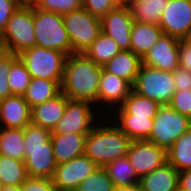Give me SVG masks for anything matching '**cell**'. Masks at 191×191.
Instances as JSON below:
<instances>
[{"label":"cell","instance_id":"ab89813d","mask_svg":"<svg viewBox=\"0 0 191 191\" xmlns=\"http://www.w3.org/2000/svg\"><path fill=\"white\" fill-rule=\"evenodd\" d=\"M176 91L191 90V72L185 68L178 67L173 72Z\"/></svg>","mask_w":191,"mask_h":191},{"label":"cell","instance_id":"277c9868","mask_svg":"<svg viewBox=\"0 0 191 191\" xmlns=\"http://www.w3.org/2000/svg\"><path fill=\"white\" fill-rule=\"evenodd\" d=\"M33 22L37 46L72 54L63 15L42 10L33 4Z\"/></svg>","mask_w":191,"mask_h":191},{"label":"cell","instance_id":"836d02e7","mask_svg":"<svg viewBox=\"0 0 191 191\" xmlns=\"http://www.w3.org/2000/svg\"><path fill=\"white\" fill-rule=\"evenodd\" d=\"M37 8L64 15L82 8V0H34Z\"/></svg>","mask_w":191,"mask_h":191},{"label":"cell","instance_id":"9c48e42d","mask_svg":"<svg viewBox=\"0 0 191 191\" xmlns=\"http://www.w3.org/2000/svg\"><path fill=\"white\" fill-rule=\"evenodd\" d=\"M133 90L138 94L168 105L176 92L172 72L141 65Z\"/></svg>","mask_w":191,"mask_h":191},{"label":"cell","instance_id":"3957f363","mask_svg":"<svg viewBox=\"0 0 191 191\" xmlns=\"http://www.w3.org/2000/svg\"><path fill=\"white\" fill-rule=\"evenodd\" d=\"M131 140L115 125L93 127L86 136L85 155L98 167L126 156Z\"/></svg>","mask_w":191,"mask_h":191},{"label":"cell","instance_id":"d4e9b609","mask_svg":"<svg viewBox=\"0 0 191 191\" xmlns=\"http://www.w3.org/2000/svg\"><path fill=\"white\" fill-rule=\"evenodd\" d=\"M167 162L178 172L191 169V128L167 150Z\"/></svg>","mask_w":191,"mask_h":191},{"label":"cell","instance_id":"8d00e7d4","mask_svg":"<svg viewBox=\"0 0 191 191\" xmlns=\"http://www.w3.org/2000/svg\"><path fill=\"white\" fill-rule=\"evenodd\" d=\"M82 7L100 19L116 8L112 0H82Z\"/></svg>","mask_w":191,"mask_h":191},{"label":"cell","instance_id":"e0dca14e","mask_svg":"<svg viewBox=\"0 0 191 191\" xmlns=\"http://www.w3.org/2000/svg\"><path fill=\"white\" fill-rule=\"evenodd\" d=\"M69 100L62 92L42 104L31 108V123L53 131L64 115Z\"/></svg>","mask_w":191,"mask_h":191},{"label":"cell","instance_id":"1f68e13d","mask_svg":"<svg viewBox=\"0 0 191 191\" xmlns=\"http://www.w3.org/2000/svg\"><path fill=\"white\" fill-rule=\"evenodd\" d=\"M31 75L25 64L18 57L11 65L8 75L9 87L12 95H24L31 81Z\"/></svg>","mask_w":191,"mask_h":191},{"label":"cell","instance_id":"f35d334b","mask_svg":"<svg viewBox=\"0 0 191 191\" xmlns=\"http://www.w3.org/2000/svg\"><path fill=\"white\" fill-rule=\"evenodd\" d=\"M23 3L22 0H0V32L2 33L12 14Z\"/></svg>","mask_w":191,"mask_h":191},{"label":"cell","instance_id":"7bdbcfd3","mask_svg":"<svg viewBox=\"0 0 191 191\" xmlns=\"http://www.w3.org/2000/svg\"><path fill=\"white\" fill-rule=\"evenodd\" d=\"M114 191H142L139 184H134L125 187H115Z\"/></svg>","mask_w":191,"mask_h":191},{"label":"cell","instance_id":"4fadbf2b","mask_svg":"<svg viewBox=\"0 0 191 191\" xmlns=\"http://www.w3.org/2000/svg\"><path fill=\"white\" fill-rule=\"evenodd\" d=\"M89 101L68 100L64 115L51 134H88L95 120Z\"/></svg>","mask_w":191,"mask_h":191},{"label":"cell","instance_id":"5bb4252c","mask_svg":"<svg viewBox=\"0 0 191 191\" xmlns=\"http://www.w3.org/2000/svg\"><path fill=\"white\" fill-rule=\"evenodd\" d=\"M179 42V39L162 34L142 58V64L150 68L173 72L179 67Z\"/></svg>","mask_w":191,"mask_h":191},{"label":"cell","instance_id":"f1b7e54d","mask_svg":"<svg viewBox=\"0 0 191 191\" xmlns=\"http://www.w3.org/2000/svg\"><path fill=\"white\" fill-rule=\"evenodd\" d=\"M120 51L116 41L101 32L84 54L92 59L98 66L103 67Z\"/></svg>","mask_w":191,"mask_h":191},{"label":"cell","instance_id":"bcb514c9","mask_svg":"<svg viewBox=\"0 0 191 191\" xmlns=\"http://www.w3.org/2000/svg\"><path fill=\"white\" fill-rule=\"evenodd\" d=\"M5 47H4V43H3V40H2V33L0 32V55L5 52Z\"/></svg>","mask_w":191,"mask_h":191},{"label":"cell","instance_id":"8fae6325","mask_svg":"<svg viewBox=\"0 0 191 191\" xmlns=\"http://www.w3.org/2000/svg\"><path fill=\"white\" fill-rule=\"evenodd\" d=\"M163 34L176 39H189L191 35V0H168L159 23Z\"/></svg>","mask_w":191,"mask_h":191},{"label":"cell","instance_id":"4316f807","mask_svg":"<svg viewBox=\"0 0 191 191\" xmlns=\"http://www.w3.org/2000/svg\"><path fill=\"white\" fill-rule=\"evenodd\" d=\"M1 130L0 155L20 161H25L23 129L4 128L2 125Z\"/></svg>","mask_w":191,"mask_h":191},{"label":"cell","instance_id":"ba28073f","mask_svg":"<svg viewBox=\"0 0 191 191\" xmlns=\"http://www.w3.org/2000/svg\"><path fill=\"white\" fill-rule=\"evenodd\" d=\"M190 128L191 120L188 117L173 110L169 105H161L147 140L168 150Z\"/></svg>","mask_w":191,"mask_h":191},{"label":"cell","instance_id":"484cf974","mask_svg":"<svg viewBox=\"0 0 191 191\" xmlns=\"http://www.w3.org/2000/svg\"><path fill=\"white\" fill-rule=\"evenodd\" d=\"M115 187H125L139 184V176L127 156L120 157L111 161L103 167Z\"/></svg>","mask_w":191,"mask_h":191},{"label":"cell","instance_id":"6da1fadb","mask_svg":"<svg viewBox=\"0 0 191 191\" xmlns=\"http://www.w3.org/2000/svg\"><path fill=\"white\" fill-rule=\"evenodd\" d=\"M103 67L84 53L67 55L61 92L70 100L98 103V89Z\"/></svg>","mask_w":191,"mask_h":191},{"label":"cell","instance_id":"44dd1931","mask_svg":"<svg viewBox=\"0 0 191 191\" xmlns=\"http://www.w3.org/2000/svg\"><path fill=\"white\" fill-rule=\"evenodd\" d=\"M132 89L133 86L128 81L102 69L97 101H104L107 104L121 102V105Z\"/></svg>","mask_w":191,"mask_h":191},{"label":"cell","instance_id":"7dc6e473","mask_svg":"<svg viewBox=\"0 0 191 191\" xmlns=\"http://www.w3.org/2000/svg\"><path fill=\"white\" fill-rule=\"evenodd\" d=\"M24 3H32L34 0H22Z\"/></svg>","mask_w":191,"mask_h":191},{"label":"cell","instance_id":"f546056e","mask_svg":"<svg viewBox=\"0 0 191 191\" xmlns=\"http://www.w3.org/2000/svg\"><path fill=\"white\" fill-rule=\"evenodd\" d=\"M118 128L132 140H147L153 127L154 118L134 115H119ZM120 125V126H119Z\"/></svg>","mask_w":191,"mask_h":191},{"label":"cell","instance_id":"7402d4cb","mask_svg":"<svg viewBox=\"0 0 191 191\" xmlns=\"http://www.w3.org/2000/svg\"><path fill=\"white\" fill-rule=\"evenodd\" d=\"M162 34L157 24L134 21L131 28V50L142 59Z\"/></svg>","mask_w":191,"mask_h":191},{"label":"cell","instance_id":"d6a6232c","mask_svg":"<svg viewBox=\"0 0 191 191\" xmlns=\"http://www.w3.org/2000/svg\"><path fill=\"white\" fill-rule=\"evenodd\" d=\"M115 186L106 170L98 167L75 191H114Z\"/></svg>","mask_w":191,"mask_h":191},{"label":"cell","instance_id":"d6986e66","mask_svg":"<svg viewBox=\"0 0 191 191\" xmlns=\"http://www.w3.org/2000/svg\"><path fill=\"white\" fill-rule=\"evenodd\" d=\"M178 183L179 172L168 162L139 178L142 191H175Z\"/></svg>","mask_w":191,"mask_h":191},{"label":"cell","instance_id":"c3c4849f","mask_svg":"<svg viewBox=\"0 0 191 191\" xmlns=\"http://www.w3.org/2000/svg\"><path fill=\"white\" fill-rule=\"evenodd\" d=\"M2 187H3V184H2V181H1V178H0V190H1Z\"/></svg>","mask_w":191,"mask_h":191},{"label":"cell","instance_id":"ffe728a7","mask_svg":"<svg viewBox=\"0 0 191 191\" xmlns=\"http://www.w3.org/2000/svg\"><path fill=\"white\" fill-rule=\"evenodd\" d=\"M141 65L142 59L132 50H121L103 66V69L125 79L133 86Z\"/></svg>","mask_w":191,"mask_h":191},{"label":"cell","instance_id":"4dcf8cb0","mask_svg":"<svg viewBox=\"0 0 191 191\" xmlns=\"http://www.w3.org/2000/svg\"><path fill=\"white\" fill-rule=\"evenodd\" d=\"M0 178L3 186H20L28 178L24 161L0 155Z\"/></svg>","mask_w":191,"mask_h":191},{"label":"cell","instance_id":"d590c367","mask_svg":"<svg viewBox=\"0 0 191 191\" xmlns=\"http://www.w3.org/2000/svg\"><path fill=\"white\" fill-rule=\"evenodd\" d=\"M168 105L191 120V90L176 91Z\"/></svg>","mask_w":191,"mask_h":191},{"label":"cell","instance_id":"5b68a950","mask_svg":"<svg viewBox=\"0 0 191 191\" xmlns=\"http://www.w3.org/2000/svg\"><path fill=\"white\" fill-rule=\"evenodd\" d=\"M5 50L19 55L36 45L33 3H22L10 17L2 32Z\"/></svg>","mask_w":191,"mask_h":191},{"label":"cell","instance_id":"7c38bea8","mask_svg":"<svg viewBox=\"0 0 191 191\" xmlns=\"http://www.w3.org/2000/svg\"><path fill=\"white\" fill-rule=\"evenodd\" d=\"M126 156L139 177L167 162V150L148 140H132Z\"/></svg>","mask_w":191,"mask_h":191},{"label":"cell","instance_id":"83f0119b","mask_svg":"<svg viewBox=\"0 0 191 191\" xmlns=\"http://www.w3.org/2000/svg\"><path fill=\"white\" fill-rule=\"evenodd\" d=\"M167 3L168 0H134L129 8L134 21L159 25Z\"/></svg>","mask_w":191,"mask_h":191},{"label":"cell","instance_id":"ee69618b","mask_svg":"<svg viewBox=\"0 0 191 191\" xmlns=\"http://www.w3.org/2000/svg\"><path fill=\"white\" fill-rule=\"evenodd\" d=\"M116 7H129L134 0H112Z\"/></svg>","mask_w":191,"mask_h":191},{"label":"cell","instance_id":"30bf717a","mask_svg":"<svg viewBox=\"0 0 191 191\" xmlns=\"http://www.w3.org/2000/svg\"><path fill=\"white\" fill-rule=\"evenodd\" d=\"M97 168L93 161L82 154L70 161L57 164L51 180L58 191H75Z\"/></svg>","mask_w":191,"mask_h":191},{"label":"cell","instance_id":"60d3db41","mask_svg":"<svg viewBox=\"0 0 191 191\" xmlns=\"http://www.w3.org/2000/svg\"><path fill=\"white\" fill-rule=\"evenodd\" d=\"M179 66L191 72V40L181 39L179 42Z\"/></svg>","mask_w":191,"mask_h":191},{"label":"cell","instance_id":"ac0fdd59","mask_svg":"<svg viewBox=\"0 0 191 191\" xmlns=\"http://www.w3.org/2000/svg\"><path fill=\"white\" fill-rule=\"evenodd\" d=\"M87 134H51L54 158L57 164L70 161L85 153Z\"/></svg>","mask_w":191,"mask_h":191},{"label":"cell","instance_id":"b9f144b4","mask_svg":"<svg viewBox=\"0 0 191 191\" xmlns=\"http://www.w3.org/2000/svg\"><path fill=\"white\" fill-rule=\"evenodd\" d=\"M178 188L182 191H191V169L179 172Z\"/></svg>","mask_w":191,"mask_h":191},{"label":"cell","instance_id":"7a4b0ae2","mask_svg":"<svg viewBox=\"0 0 191 191\" xmlns=\"http://www.w3.org/2000/svg\"><path fill=\"white\" fill-rule=\"evenodd\" d=\"M25 166L28 177L52 179L57 163L51 131L29 123L24 129Z\"/></svg>","mask_w":191,"mask_h":191},{"label":"cell","instance_id":"9a60e30c","mask_svg":"<svg viewBox=\"0 0 191 191\" xmlns=\"http://www.w3.org/2000/svg\"><path fill=\"white\" fill-rule=\"evenodd\" d=\"M133 23L129 7H116L101 18L102 32L114 39L120 50H131Z\"/></svg>","mask_w":191,"mask_h":191},{"label":"cell","instance_id":"e575fe53","mask_svg":"<svg viewBox=\"0 0 191 191\" xmlns=\"http://www.w3.org/2000/svg\"><path fill=\"white\" fill-rule=\"evenodd\" d=\"M17 58L18 55L7 51L0 55V100L12 95L9 87L8 75L12 63Z\"/></svg>","mask_w":191,"mask_h":191},{"label":"cell","instance_id":"52a82bcc","mask_svg":"<svg viewBox=\"0 0 191 191\" xmlns=\"http://www.w3.org/2000/svg\"><path fill=\"white\" fill-rule=\"evenodd\" d=\"M72 53H84L102 32L101 19L83 7L63 15Z\"/></svg>","mask_w":191,"mask_h":191},{"label":"cell","instance_id":"f6af8a7d","mask_svg":"<svg viewBox=\"0 0 191 191\" xmlns=\"http://www.w3.org/2000/svg\"><path fill=\"white\" fill-rule=\"evenodd\" d=\"M0 191H21L20 186H3Z\"/></svg>","mask_w":191,"mask_h":191},{"label":"cell","instance_id":"8992f818","mask_svg":"<svg viewBox=\"0 0 191 191\" xmlns=\"http://www.w3.org/2000/svg\"><path fill=\"white\" fill-rule=\"evenodd\" d=\"M31 78L62 81L67 54L34 45L18 55Z\"/></svg>","mask_w":191,"mask_h":191},{"label":"cell","instance_id":"603a6c76","mask_svg":"<svg viewBox=\"0 0 191 191\" xmlns=\"http://www.w3.org/2000/svg\"><path fill=\"white\" fill-rule=\"evenodd\" d=\"M61 82L44 78H32L23 95L24 99L30 108L42 104L61 92Z\"/></svg>","mask_w":191,"mask_h":191},{"label":"cell","instance_id":"2e32d148","mask_svg":"<svg viewBox=\"0 0 191 191\" xmlns=\"http://www.w3.org/2000/svg\"><path fill=\"white\" fill-rule=\"evenodd\" d=\"M0 121L4 128L24 129L31 123V108L22 95L0 100Z\"/></svg>","mask_w":191,"mask_h":191},{"label":"cell","instance_id":"74e56055","mask_svg":"<svg viewBox=\"0 0 191 191\" xmlns=\"http://www.w3.org/2000/svg\"><path fill=\"white\" fill-rule=\"evenodd\" d=\"M21 191H58L51 179L28 177L21 185Z\"/></svg>","mask_w":191,"mask_h":191},{"label":"cell","instance_id":"cb8c5ba5","mask_svg":"<svg viewBox=\"0 0 191 191\" xmlns=\"http://www.w3.org/2000/svg\"><path fill=\"white\" fill-rule=\"evenodd\" d=\"M161 105L148 97L142 96L133 89L128 97L119 105V115H134L146 118H154Z\"/></svg>","mask_w":191,"mask_h":191}]
</instances>
